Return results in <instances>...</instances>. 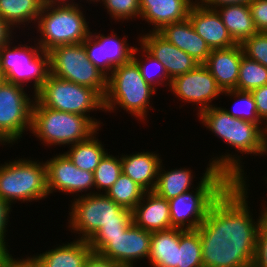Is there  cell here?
<instances>
[{
  "instance_id": "obj_45",
  "label": "cell",
  "mask_w": 267,
  "mask_h": 267,
  "mask_svg": "<svg viewBox=\"0 0 267 267\" xmlns=\"http://www.w3.org/2000/svg\"><path fill=\"white\" fill-rule=\"evenodd\" d=\"M13 30L14 29L0 17V48L15 39L13 37L15 33Z\"/></svg>"
},
{
  "instance_id": "obj_16",
  "label": "cell",
  "mask_w": 267,
  "mask_h": 267,
  "mask_svg": "<svg viewBox=\"0 0 267 267\" xmlns=\"http://www.w3.org/2000/svg\"><path fill=\"white\" fill-rule=\"evenodd\" d=\"M151 234L133 223L117 237H109L95 253L123 267H136L135 262L149 257Z\"/></svg>"
},
{
  "instance_id": "obj_20",
  "label": "cell",
  "mask_w": 267,
  "mask_h": 267,
  "mask_svg": "<svg viewBox=\"0 0 267 267\" xmlns=\"http://www.w3.org/2000/svg\"><path fill=\"white\" fill-rule=\"evenodd\" d=\"M243 56L244 53L240 44L226 49L211 50L204 65L215 78L222 91L236 88L240 62Z\"/></svg>"
},
{
  "instance_id": "obj_40",
  "label": "cell",
  "mask_w": 267,
  "mask_h": 267,
  "mask_svg": "<svg viewBox=\"0 0 267 267\" xmlns=\"http://www.w3.org/2000/svg\"><path fill=\"white\" fill-rule=\"evenodd\" d=\"M248 5L258 32H267V0H251Z\"/></svg>"
},
{
  "instance_id": "obj_39",
  "label": "cell",
  "mask_w": 267,
  "mask_h": 267,
  "mask_svg": "<svg viewBox=\"0 0 267 267\" xmlns=\"http://www.w3.org/2000/svg\"><path fill=\"white\" fill-rule=\"evenodd\" d=\"M252 267H267V216L259 228Z\"/></svg>"
},
{
  "instance_id": "obj_2",
  "label": "cell",
  "mask_w": 267,
  "mask_h": 267,
  "mask_svg": "<svg viewBox=\"0 0 267 267\" xmlns=\"http://www.w3.org/2000/svg\"><path fill=\"white\" fill-rule=\"evenodd\" d=\"M225 153L216 154L209 160L195 191L192 189L168 200L173 228L197 229L205 220L211 205L233 181H248L242 165L245 163L241 161L243 157L233 151L231 154Z\"/></svg>"
},
{
  "instance_id": "obj_43",
  "label": "cell",
  "mask_w": 267,
  "mask_h": 267,
  "mask_svg": "<svg viewBox=\"0 0 267 267\" xmlns=\"http://www.w3.org/2000/svg\"><path fill=\"white\" fill-rule=\"evenodd\" d=\"M84 267H123L117 262L112 261L109 258L103 257L102 255L92 252L86 262Z\"/></svg>"
},
{
  "instance_id": "obj_47",
  "label": "cell",
  "mask_w": 267,
  "mask_h": 267,
  "mask_svg": "<svg viewBox=\"0 0 267 267\" xmlns=\"http://www.w3.org/2000/svg\"><path fill=\"white\" fill-rule=\"evenodd\" d=\"M43 4H65V3H74V0H42Z\"/></svg>"
},
{
  "instance_id": "obj_10",
  "label": "cell",
  "mask_w": 267,
  "mask_h": 267,
  "mask_svg": "<svg viewBox=\"0 0 267 267\" xmlns=\"http://www.w3.org/2000/svg\"><path fill=\"white\" fill-rule=\"evenodd\" d=\"M43 106L89 117L99 128L103 125L90 112L104 111V98L91 87L58 78L51 73L35 94Z\"/></svg>"
},
{
  "instance_id": "obj_41",
  "label": "cell",
  "mask_w": 267,
  "mask_h": 267,
  "mask_svg": "<svg viewBox=\"0 0 267 267\" xmlns=\"http://www.w3.org/2000/svg\"><path fill=\"white\" fill-rule=\"evenodd\" d=\"M12 206L0 197V246L10 255V246L8 240H6V232L8 233L7 227L9 221V214L12 212Z\"/></svg>"
},
{
  "instance_id": "obj_27",
  "label": "cell",
  "mask_w": 267,
  "mask_h": 267,
  "mask_svg": "<svg viewBox=\"0 0 267 267\" xmlns=\"http://www.w3.org/2000/svg\"><path fill=\"white\" fill-rule=\"evenodd\" d=\"M163 167L165 168L163 162H161L158 170L157 183L154 189V192L158 196L170 200L182 193L190 191V189L192 190L194 186H196L193 183V178L196 177L193 175L194 172L191 168L181 167L179 169L175 168L169 169L170 171H165Z\"/></svg>"
},
{
  "instance_id": "obj_34",
  "label": "cell",
  "mask_w": 267,
  "mask_h": 267,
  "mask_svg": "<svg viewBox=\"0 0 267 267\" xmlns=\"http://www.w3.org/2000/svg\"><path fill=\"white\" fill-rule=\"evenodd\" d=\"M119 157V155L114 156L107 152L100 160L99 165L93 172L95 190L98 191L97 193L105 194L122 173L121 158Z\"/></svg>"
},
{
  "instance_id": "obj_8",
  "label": "cell",
  "mask_w": 267,
  "mask_h": 267,
  "mask_svg": "<svg viewBox=\"0 0 267 267\" xmlns=\"http://www.w3.org/2000/svg\"><path fill=\"white\" fill-rule=\"evenodd\" d=\"M72 200L67 227L71 233L79 234L75 239L88 241L104 224L133 222L132 211L106 194L83 195Z\"/></svg>"
},
{
  "instance_id": "obj_50",
  "label": "cell",
  "mask_w": 267,
  "mask_h": 267,
  "mask_svg": "<svg viewBox=\"0 0 267 267\" xmlns=\"http://www.w3.org/2000/svg\"><path fill=\"white\" fill-rule=\"evenodd\" d=\"M86 1L87 2L89 1L90 3H92V1H93L94 4H96V5H97L98 2H100V3L102 2V0H86ZM95 2H97V3H95Z\"/></svg>"
},
{
  "instance_id": "obj_36",
  "label": "cell",
  "mask_w": 267,
  "mask_h": 267,
  "mask_svg": "<svg viewBox=\"0 0 267 267\" xmlns=\"http://www.w3.org/2000/svg\"><path fill=\"white\" fill-rule=\"evenodd\" d=\"M104 9L106 8L107 14L115 22L118 20L124 22L125 20H135L140 18V0H102Z\"/></svg>"
},
{
  "instance_id": "obj_15",
  "label": "cell",
  "mask_w": 267,
  "mask_h": 267,
  "mask_svg": "<svg viewBox=\"0 0 267 267\" xmlns=\"http://www.w3.org/2000/svg\"><path fill=\"white\" fill-rule=\"evenodd\" d=\"M93 32L82 43L88 59L107 77L115 67L132 60L136 46L127 43V36L122 39L114 33V30L106 36L103 33Z\"/></svg>"
},
{
  "instance_id": "obj_7",
  "label": "cell",
  "mask_w": 267,
  "mask_h": 267,
  "mask_svg": "<svg viewBox=\"0 0 267 267\" xmlns=\"http://www.w3.org/2000/svg\"><path fill=\"white\" fill-rule=\"evenodd\" d=\"M49 196L47 189V166L26 158L14 159L0 165V197L11 206L16 201L28 203Z\"/></svg>"
},
{
  "instance_id": "obj_14",
  "label": "cell",
  "mask_w": 267,
  "mask_h": 267,
  "mask_svg": "<svg viewBox=\"0 0 267 267\" xmlns=\"http://www.w3.org/2000/svg\"><path fill=\"white\" fill-rule=\"evenodd\" d=\"M45 163L47 166V189L49 195L57 192V190L67 195L70 193L72 197L75 195L80 197V193L81 196L97 193L95 191L94 173L76 167L65 153L56 154Z\"/></svg>"
},
{
  "instance_id": "obj_26",
  "label": "cell",
  "mask_w": 267,
  "mask_h": 267,
  "mask_svg": "<svg viewBox=\"0 0 267 267\" xmlns=\"http://www.w3.org/2000/svg\"><path fill=\"white\" fill-rule=\"evenodd\" d=\"M216 10L237 44H241L245 39L258 33L248 4L223 5L217 7Z\"/></svg>"
},
{
  "instance_id": "obj_21",
  "label": "cell",
  "mask_w": 267,
  "mask_h": 267,
  "mask_svg": "<svg viewBox=\"0 0 267 267\" xmlns=\"http://www.w3.org/2000/svg\"><path fill=\"white\" fill-rule=\"evenodd\" d=\"M133 223L150 232L172 228L168 200L154 191L145 192L142 200L132 210Z\"/></svg>"
},
{
  "instance_id": "obj_19",
  "label": "cell",
  "mask_w": 267,
  "mask_h": 267,
  "mask_svg": "<svg viewBox=\"0 0 267 267\" xmlns=\"http://www.w3.org/2000/svg\"><path fill=\"white\" fill-rule=\"evenodd\" d=\"M193 0H140L141 20L152 24L150 31L158 32L165 25L188 18Z\"/></svg>"
},
{
  "instance_id": "obj_5",
  "label": "cell",
  "mask_w": 267,
  "mask_h": 267,
  "mask_svg": "<svg viewBox=\"0 0 267 267\" xmlns=\"http://www.w3.org/2000/svg\"><path fill=\"white\" fill-rule=\"evenodd\" d=\"M99 130L89 117L47 108L34 100L30 132L47 147L71 146Z\"/></svg>"
},
{
  "instance_id": "obj_48",
  "label": "cell",
  "mask_w": 267,
  "mask_h": 267,
  "mask_svg": "<svg viewBox=\"0 0 267 267\" xmlns=\"http://www.w3.org/2000/svg\"><path fill=\"white\" fill-rule=\"evenodd\" d=\"M9 254L0 246V263L8 256Z\"/></svg>"
},
{
  "instance_id": "obj_17",
  "label": "cell",
  "mask_w": 267,
  "mask_h": 267,
  "mask_svg": "<svg viewBox=\"0 0 267 267\" xmlns=\"http://www.w3.org/2000/svg\"><path fill=\"white\" fill-rule=\"evenodd\" d=\"M138 41L163 64L171 80L191 71L199 64L189 54L171 44L159 32L140 33Z\"/></svg>"
},
{
  "instance_id": "obj_37",
  "label": "cell",
  "mask_w": 267,
  "mask_h": 267,
  "mask_svg": "<svg viewBox=\"0 0 267 267\" xmlns=\"http://www.w3.org/2000/svg\"><path fill=\"white\" fill-rule=\"evenodd\" d=\"M240 45L247 58L267 67V32H258Z\"/></svg>"
},
{
  "instance_id": "obj_46",
  "label": "cell",
  "mask_w": 267,
  "mask_h": 267,
  "mask_svg": "<svg viewBox=\"0 0 267 267\" xmlns=\"http://www.w3.org/2000/svg\"><path fill=\"white\" fill-rule=\"evenodd\" d=\"M202 5L216 9L223 5L248 4L251 0H198Z\"/></svg>"
},
{
  "instance_id": "obj_13",
  "label": "cell",
  "mask_w": 267,
  "mask_h": 267,
  "mask_svg": "<svg viewBox=\"0 0 267 267\" xmlns=\"http://www.w3.org/2000/svg\"><path fill=\"white\" fill-rule=\"evenodd\" d=\"M170 91L182 102L198 106V116L208 108L216 106L212 101L223 93L204 64H198L191 71L175 77L171 81Z\"/></svg>"
},
{
  "instance_id": "obj_49",
  "label": "cell",
  "mask_w": 267,
  "mask_h": 267,
  "mask_svg": "<svg viewBox=\"0 0 267 267\" xmlns=\"http://www.w3.org/2000/svg\"><path fill=\"white\" fill-rule=\"evenodd\" d=\"M4 81H5L4 75L0 71V86L3 84Z\"/></svg>"
},
{
  "instance_id": "obj_4",
  "label": "cell",
  "mask_w": 267,
  "mask_h": 267,
  "mask_svg": "<svg viewBox=\"0 0 267 267\" xmlns=\"http://www.w3.org/2000/svg\"><path fill=\"white\" fill-rule=\"evenodd\" d=\"M77 2L43 4L35 28V41L44 52L61 45L82 43L91 33L89 21ZM87 21V22H86Z\"/></svg>"
},
{
  "instance_id": "obj_38",
  "label": "cell",
  "mask_w": 267,
  "mask_h": 267,
  "mask_svg": "<svg viewBox=\"0 0 267 267\" xmlns=\"http://www.w3.org/2000/svg\"><path fill=\"white\" fill-rule=\"evenodd\" d=\"M132 224L133 222H119L102 225L88 240L89 246L95 252L109 237H117L121 232H125Z\"/></svg>"
},
{
  "instance_id": "obj_12",
  "label": "cell",
  "mask_w": 267,
  "mask_h": 267,
  "mask_svg": "<svg viewBox=\"0 0 267 267\" xmlns=\"http://www.w3.org/2000/svg\"><path fill=\"white\" fill-rule=\"evenodd\" d=\"M24 89L6 81L0 86V146L13 145L31 131L35 95L31 97Z\"/></svg>"
},
{
  "instance_id": "obj_28",
  "label": "cell",
  "mask_w": 267,
  "mask_h": 267,
  "mask_svg": "<svg viewBox=\"0 0 267 267\" xmlns=\"http://www.w3.org/2000/svg\"><path fill=\"white\" fill-rule=\"evenodd\" d=\"M42 7V0H0V17L14 30L29 23L31 27V23H37Z\"/></svg>"
},
{
  "instance_id": "obj_23",
  "label": "cell",
  "mask_w": 267,
  "mask_h": 267,
  "mask_svg": "<svg viewBox=\"0 0 267 267\" xmlns=\"http://www.w3.org/2000/svg\"><path fill=\"white\" fill-rule=\"evenodd\" d=\"M122 173L136 182L146 192L154 191L158 170L163 161L159 153L155 151L135 152L121 155Z\"/></svg>"
},
{
  "instance_id": "obj_18",
  "label": "cell",
  "mask_w": 267,
  "mask_h": 267,
  "mask_svg": "<svg viewBox=\"0 0 267 267\" xmlns=\"http://www.w3.org/2000/svg\"><path fill=\"white\" fill-rule=\"evenodd\" d=\"M188 19L196 33L206 41L211 50L226 49L237 44L216 9L208 8L196 0L189 11Z\"/></svg>"
},
{
  "instance_id": "obj_32",
  "label": "cell",
  "mask_w": 267,
  "mask_h": 267,
  "mask_svg": "<svg viewBox=\"0 0 267 267\" xmlns=\"http://www.w3.org/2000/svg\"><path fill=\"white\" fill-rule=\"evenodd\" d=\"M145 192L143 188L131 180L126 174L121 173L117 181L105 194L118 205L132 211L142 200Z\"/></svg>"
},
{
  "instance_id": "obj_44",
  "label": "cell",
  "mask_w": 267,
  "mask_h": 267,
  "mask_svg": "<svg viewBox=\"0 0 267 267\" xmlns=\"http://www.w3.org/2000/svg\"><path fill=\"white\" fill-rule=\"evenodd\" d=\"M12 254L8 255L1 263L0 267H37L30 259L29 256L21 259L14 257Z\"/></svg>"
},
{
  "instance_id": "obj_42",
  "label": "cell",
  "mask_w": 267,
  "mask_h": 267,
  "mask_svg": "<svg viewBox=\"0 0 267 267\" xmlns=\"http://www.w3.org/2000/svg\"><path fill=\"white\" fill-rule=\"evenodd\" d=\"M259 119L265 124L267 122V84L251 91Z\"/></svg>"
},
{
  "instance_id": "obj_24",
  "label": "cell",
  "mask_w": 267,
  "mask_h": 267,
  "mask_svg": "<svg viewBox=\"0 0 267 267\" xmlns=\"http://www.w3.org/2000/svg\"><path fill=\"white\" fill-rule=\"evenodd\" d=\"M171 44L189 54L199 64H204L211 53L206 41L194 30L190 20L165 25L158 31Z\"/></svg>"
},
{
  "instance_id": "obj_51",
  "label": "cell",
  "mask_w": 267,
  "mask_h": 267,
  "mask_svg": "<svg viewBox=\"0 0 267 267\" xmlns=\"http://www.w3.org/2000/svg\"><path fill=\"white\" fill-rule=\"evenodd\" d=\"M265 178H266V179H265V184H266V183H267V177L265 176ZM266 188H267V187H266ZM266 207H267V205H266Z\"/></svg>"
},
{
  "instance_id": "obj_11",
  "label": "cell",
  "mask_w": 267,
  "mask_h": 267,
  "mask_svg": "<svg viewBox=\"0 0 267 267\" xmlns=\"http://www.w3.org/2000/svg\"><path fill=\"white\" fill-rule=\"evenodd\" d=\"M48 53L52 75L91 87L105 97L107 76L88 59L83 43L61 45Z\"/></svg>"
},
{
  "instance_id": "obj_35",
  "label": "cell",
  "mask_w": 267,
  "mask_h": 267,
  "mask_svg": "<svg viewBox=\"0 0 267 267\" xmlns=\"http://www.w3.org/2000/svg\"><path fill=\"white\" fill-rule=\"evenodd\" d=\"M222 95L231 96L236 101L232 110L223 108L231 116L257 125H265L258 117L255 100L251 92L233 89L223 91Z\"/></svg>"
},
{
  "instance_id": "obj_25",
  "label": "cell",
  "mask_w": 267,
  "mask_h": 267,
  "mask_svg": "<svg viewBox=\"0 0 267 267\" xmlns=\"http://www.w3.org/2000/svg\"><path fill=\"white\" fill-rule=\"evenodd\" d=\"M179 228L151 234L148 263L151 267H178Z\"/></svg>"
},
{
  "instance_id": "obj_6",
  "label": "cell",
  "mask_w": 267,
  "mask_h": 267,
  "mask_svg": "<svg viewBox=\"0 0 267 267\" xmlns=\"http://www.w3.org/2000/svg\"><path fill=\"white\" fill-rule=\"evenodd\" d=\"M203 124L214 136L223 140L240 154L253 156L267 155V133L265 125L237 119L223 107L213 106L199 116Z\"/></svg>"
},
{
  "instance_id": "obj_9",
  "label": "cell",
  "mask_w": 267,
  "mask_h": 267,
  "mask_svg": "<svg viewBox=\"0 0 267 267\" xmlns=\"http://www.w3.org/2000/svg\"><path fill=\"white\" fill-rule=\"evenodd\" d=\"M11 40L0 48V71L6 82L20 86L32 83L35 95L50 74V56L34 40V46L13 45ZM20 44V45H19Z\"/></svg>"
},
{
  "instance_id": "obj_1",
  "label": "cell",
  "mask_w": 267,
  "mask_h": 267,
  "mask_svg": "<svg viewBox=\"0 0 267 267\" xmlns=\"http://www.w3.org/2000/svg\"><path fill=\"white\" fill-rule=\"evenodd\" d=\"M246 183L233 181L211 205L205 220L197 228L203 267H252L267 207L262 204L255 221L248 206L250 189Z\"/></svg>"
},
{
  "instance_id": "obj_33",
  "label": "cell",
  "mask_w": 267,
  "mask_h": 267,
  "mask_svg": "<svg viewBox=\"0 0 267 267\" xmlns=\"http://www.w3.org/2000/svg\"><path fill=\"white\" fill-rule=\"evenodd\" d=\"M267 84V67L245 55L240 62L236 90L248 91Z\"/></svg>"
},
{
  "instance_id": "obj_30",
  "label": "cell",
  "mask_w": 267,
  "mask_h": 267,
  "mask_svg": "<svg viewBox=\"0 0 267 267\" xmlns=\"http://www.w3.org/2000/svg\"><path fill=\"white\" fill-rule=\"evenodd\" d=\"M138 44L140 45V47L139 48L137 46L135 47L132 60L139 67L142 77L148 84H150L156 90L158 89L159 86L160 87L162 85L164 86V84H165L164 87L169 86L170 88L172 80L169 78L163 64L159 60H157L153 55H151L139 42ZM140 49L141 52H139ZM136 55L139 56L140 59L139 57L137 58Z\"/></svg>"
},
{
  "instance_id": "obj_29",
  "label": "cell",
  "mask_w": 267,
  "mask_h": 267,
  "mask_svg": "<svg viewBox=\"0 0 267 267\" xmlns=\"http://www.w3.org/2000/svg\"><path fill=\"white\" fill-rule=\"evenodd\" d=\"M96 134L99 133L96 132L89 139L69 146V150L64 152L71 162L81 170L94 172L100 160L107 153L104 144L96 137Z\"/></svg>"
},
{
  "instance_id": "obj_31",
  "label": "cell",
  "mask_w": 267,
  "mask_h": 267,
  "mask_svg": "<svg viewBox=\"0 0 267 267\" xmlns=\"http://www.w3.org/2000/svg\"><path fill=\"white\" fill-rule=\"evenodd\" d=\"M178 267H203L201 240L197 229H179Z\"/></svg>"
},
{
  "instance_id": "obj_3",
  "label": "cell",
  "mask_w": 267,
  "mask_h": 267,
  "mask_svg": "<svg viewBox=\"0 0 267 267\" xmlns=\"http://www.w3.org/2000/svg\"><path fill=\"white\" fill-rule=\"evenodd\" d=\"M157 90L142 77L137 64L130 60L117 66L107 77V91L104 97V112L123 109L138 121H147L150 101ZM151 104V106H150Z\"/></svg>"
},
{
  "instance_id": "obj_22",
  "label": "cell",
  "mask_w": 267,
  "mask_h": 267,
  "mask_svg": "<svg viewBox=\"0 0 267 267\" xmlns=\"http://www.w3.org/2000/svg\"><path fill=\"white\" fill-rule=\"evenodd\" d=\"M59 245V246H58ZM29 257L37 267H84L93 252L88 241L75 239Z\"/></svg>"
}]
</instances>
